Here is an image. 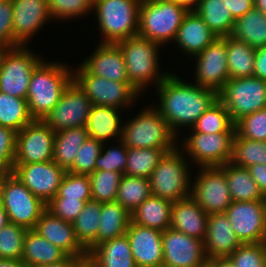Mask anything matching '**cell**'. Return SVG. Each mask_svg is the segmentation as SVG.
<instances>
[{"label": "cell", "mask_w": 266, "mask_h": 267, "mask_svg": "<svg viewBox=\"0 0 266 267\" xmlns=\"http://www.w3.org/2000/svg\"><path fill=\"white\" fill-rule=\"evenodd\" d=\"M68 255L59 247L40 236L34 229H27L21 259L29 266L61 262Z\"/></svg>", "instance_id": "4dcf8cb0"}, {"label": "cell", "mask_w": 266, "mask_h": 267, "mask_svg": "<svg viewBox=\"0 0 266 267\" xmlns=\"http://www.w3.org/2000/svg\"><path fill=\"white\" fill-rule=\"evenodd\" d=\"M229 79L253 76L255 50L247 43L226 36Z\"/></svg>", "instance_id": "d590c367"}, {"label": "cell", "mask_w": 266, "mask_h": 267, "mask_svg": "<svg viewBox=\"0 0 266 267\" xmlns=\"http://www.w3.org/2000/svg\"><path fill=\"white\" fill-rule=\"evenodd\" d=\"M193 168L179 147L165 153L149 177L151 195L171 202L191 196Z\"/></svg>", "instance_id": "52a82bcc"}, {"label": "cell", "mask_w": 266, "mask_h": 267, "mask_svg": "<svg viewBox=\"0 0 266 267\" xmlns=\"http://www.w3.org/2000/svg\"><path fill=\"white\" fill-rule=\"evenodd\" d=\"M88 138L86 127H73L55 133L53 161L68 171L83 142Z\"/></svg>", "instance_id": "e575fe53"}, {"label": "cell", "mask_w": 266, "mask_h": 267, "mask_svg": "<svg viewBox=\"0 0 266 267\" xmlns=\"http://www.w3.org/2000/svg\"><path fill=\"white\" fill-rule=\"evenodd\" d=\"M91 107L90 99L72 80L43 121L55 133L73 127H86Z\"/></svg>", "instance_id": "2e32d148"}, {"label": "cell", "mask_w": 266, "mask_h": 267, "mask_svg": "<svg viewBox=\"0 0 266 267\" xmlns=\"http://www.w3.org/2000/svg\"><path fill=\"white\" fill-rule=\"evenodd\" d=\"M97 239L86 249L89 253L103 241L126 234L131 223V213L118 202L101 203Z\"/></svg>", "instance_id": "f1b7e54d"}, {"label": "cell", "mask_w": 266, "mask_h": 267, "mask_svg": "<svg viewBox=\"0 0 266 267\" xmlns=\"http://www.w3.org/2000/svg\"><path fill=\"white\" fill-rule=\"evenodd\" d=\"M127 152L128 148L120 139L104 143L102 151L96 159L95 171H117L124 174L126 169Z\"/></svg>", "instance_id": "f6af8a7d"}, {"label": "cell", "mask_w": 266, "mask_h": 267, "mask_svg": "<svg viewBox=\"0 0 266 267\" xmlns=\"http://www.w3.org/2000/svg\"><path fill=\"white\" fill-rule=\"evenodd\" d=\"M12 0H0V48H14Z\"/></svg>", "instance_id": "f5cc1de1"}, {"label": "cell", "mask_w": 266, "mask_h": 267, "mask_svg": "<svg viewBox=\"0 0 266 267\" xmlns=\"http://www.w3.org/2000/svg\"><path fill=\"white\" fill-rule=\"evenodd\" d=\"M190 81L219 93L229 80L226 37H218L202 52L192 57ZM195 60V61H194ZM195 67V68H194Z\"/></svg>", "instance_id": "5bb4252c"}, {"label": "cell", "mask_w": 266, "mask_h": 267, "mask_svg": "<svg viewBox=\"0 0 266 267\" xmlns=\"http://www.w3.org/2000/svg\"><path fill=\"white\" fill-rule=\"evenodd\" d=\"M32 46L5 48L0 52V91L26 99L31 75L44 59Z\"/></svg>", "instance_id": "30bf717a"}, {"label": "cell", "mask_w": 266, "mask_h": 267, "mask_svg": "<svg viewBox=\"0 0 266 267\" xmlns=\"http://www.w3.org/2000/svg\"><path fill=\"white\" fill-rule=\"evenodd\" d=\"M72 67L73 80L84 91L92 105L114 107L124 110V113H130L129 109L136 108L138 101L140 103V99H143V95L130 82L109 81L92 75L80 63L75 66L73 64Z\"/></svg>", "instance_id": "ba28073f"}, {"label": "cell", "mask_w": 266, "mask_h": 267, "mask_svg": "<svg viewBox=\"0 0 266 267\" xmlns=\"http://www.w3.org/2000/svg\"><path fill=\"white\" fill-rule=\"evenodd\" d=\"M103 144V142L88 137L81 145L73 166L68 172L82 175L92 174L95 171L96 159L102 151Z\"/></svg>", "instance_id": "c3c4849f"}, {"label": "cell", "mask_w": 266, "mask_h": 267, "mask_svg": "<svg viewBox=\"0 0 266 267\" xmlns=\"http://www.w3.org/2000/svg\"><path fill=\"white\" fill-rule=\"evenodd\" d=\"M34 230L53 245L63 250L68 256L80 260L88 259V252L77 240L73 224L54 216L47 209L36 222Z\"/></svg>", "instance_id": "7402d4cb"}, {"label": "cell", "mask_w": 266, "mask_h": 267, "mask_svg": "<svg viewBox=\"0 0 266 267\" xmlns=\"http://www.w3.org/2000/svg\"><path fill=\"white\" fill-rule=\"evenodd\" d=\"M235 132L243 138L266 141V108L238 120L235 123Z\"/></svg>", "instance_id": "f907efd6"}, {"label": "cell", "mask_w": 266, "mask_h": 267, "mask_svg": "<svg viewBox=\"0 0 266 267\" xmlns=\"http://www.w3.org/2000/svg\"><path fill=\"white\" fill-rule=\"evenodd\" d=\"M123 116L121 109L92 105L86 125L88 137L103 143L119 140L125 119Z\"/></svg>", "instance_id": "4316f807"}, {"label": "cell", "mask_w": 266, "mask_h": 267, "mask_svg": "<svg viewBox=\"0 0 266 267\" xmlns=\"http://www.w3.org/2000/svg\"><path fill=\"white\" fill-rule=\"evenodd\" d=\"M194 11L216 36L231 35L235 19L228 9L227 0H200Z\"/></svg>", "instance_id": "836d02e7"}, {"label": "cell", "mask_w": 266, "mask_h": 267, "mask_svg": "<svg viewBox=\"0 0 266 267\" xmlns=\"http://www.w3.org/2000/svg\"><path fill=\"white\" fill-rule=\"evenodd\" d=\"M207 265L209 267H234L228 257L208 259Z\"/></svg>", "instance_id": "91938a15"}, {"label": "cell", "mask_w": 266, "mask_h": 267, "mask_svg": "<svg viewBox=\"0 0 266 267\" xmlns=\"http://www.w3.org/2000/svg\"><path fill=\"white\" fill-rule=\"evenodd\" d=\"M9 173H10L9 170H6L0 167V197H1L2 186H3L4 180L6 179Z\"/></svg>", "instance_id": "e7e4bbea"}, {"label": "cell", "mask_w": 266, "mask_h": 267, "mask_svg": "<svg viewBox=\"0 0 266 267\" xmlns=\"http://www.w3.org/2000/svg\"><path fill=\"white\" fill-rule=\"evenodd\" d=\"M182 6H185L189 11L194 10L200 0H173Z\"/></svg>", "instance_id": "6125c7cd"}, {"label": "cell", "mask_w": 266, "mask_h": 267, "mask_svg": "<svg viewBox=\"0 0 266 267\" xmlns=\"http://www.w3.org/2000/svg\"><path fill=\"white\" fill-rule=\"evenodd\" d=\"M232 122L266 108V80L255 76L229 79L218 93Z\"/></svg>", "instance_id": "8fae6325"}, {"label": "cell", "mask_w": 266, "mask_h": 267, "mask_svg": "<svg viewBox=\"0 0 266 267\" xmlns=\"http://www.w3.org/2000/svg\"><path fill=\"white\" fill-rule=\"evenodd\" d=\"M80 64L92 75L109 81L130 82L121 49L114 43H97Z\"/></svg>", "instance_id": "44dd1931"}, {"label": "cell", "mask_w": 266, "mask_h": 267, "mask_svg": "<svg viewBox=\"0 0 266 267\" xmlns=\"http://www.w3.org/2000/svg\"><path fill=\"white\" fill-rule=\"evenodd\" d=\"M253 76L266 80V46L255 50Z\"/></svg>", "instance_id": "6f0895ef"}, {"label": "cell", "mask_w": 266, "mask_h": 267, "mask_svg": "<svg viewBox=\"0 0 266 267\" xmlns=\"http://www.w3.org/2000/svg\"><path fill=\"white\" fill-rule=\"evenodd\" d=\"M86 202L81 199H51L46 204V209L63 221L72 223L78 217Z\"/></svg>", "instance_id": "816d5d0a"}, {"label": "cell", "mask_w": 266, "mask_h": 267, "mask_svg": "<svg viewBox=\"0 0 266 267\" xmlns=\"http://www.w3.org/2000/svg\"><path fill=\"white\" fill-rule=\"evenodd\" d=\"M32 120L26 99L0 91V126L19 132Z\"/></svg>", "instance_id": "74e56055"}, {"label": "cell", "mask_w": 266, "mask_h": 267, "mask_svg": "<svg viewBox=\"0 0 266 267\" xmlns=\"http://www.w3.org/2000/svg\"><path fill=\"white\" fill-rule=\"evenodd\" d=\"M171 73L153 92L157 102H152L160 115L169 123L179 137L196 123L204 112L218 99V93L203 88L181 77L177 71ZM185 80V81H184Z\"/></svg>", "instance_id": "6da1fadb"}, {"label": "cell", "mask_w": 266, "mask_h": 267, "mask_svg": "<svg viewBox=\"0 0 266 267\" xmlns=\"http://www.w3.org/2000/svg\"><path fill=\"white\" fill-rule=\"evenodd\" d=\"M116 44L123 54L130 83L144 98L151 86L156 89L171 73L165 70L167 68L162 69L160 66L163 48L161 45L138 35Z\"/></svg>", "instance_id": "3957f363"}, {"label": "cell", "mask_w": 266, "mask_h": 267, "mask_svg": "<svg viewBox=\"0 0 266 267\" xmlns=\"http://www.w3.org/2000/svg\"><path fill=\"white\" fill-rule=\"evenodd\" d=\"M71 64L64 60L43 59L33 70L26 100L30 116L43 120L60 100L73 80Z\"/></svg>", "instance_id": "7a4b0ae2"}, {"label": "cell", "mask_w": 266, "mask_h": 267, "mask_svg": "<svg viewBox=\"0 0 266 267\" xmlns=\"http://www.w3.org/2000/svg\"><path fill=\"white\" fill-rule=\"evenodd\" d=\"M231 36L254 50L266 46V13L255 6L235 20Z\"/></svg>", "instance_id": "1f68e13d"}, {"label": "cell", "mask_w": 266, "mask_h": 267, "mask_svg": "<svg viewBox=\"0 0 266 267\" xmlns=\"http://www.w3.org/2000/svg\"><path fill=\"white\" fill-rule=\"evenodd\" d=\"M172 206L173 202L150 195L131 212V222L163 232L170 228Z\"/></svg>", "instance_id": "f546056e"}, {"label": "cell", "mask_w": 266, "mask_h": 267, "mask_svg": "<svg viewBox=\"0 0 266 267\" xmlns=\"http://www.w3.org/2000/svg\"><path fill=\"white\" fill-rule=\"evenodd\" d=\"M224 213L242 244L266 242V200L232 201Z\"/></svg>", "instance_id": "e0dca14e"}, {"label": "cell", "mask_w": 266, "mask_h": 267, "mask_svg": "<svg viewBox=\"0 0 266 267\" xmlns=\"http://www.w3.org/2000/svg\"><path fill=\"white\" fill-rule=\"evenodd\" d=\"M165 267H202L207 264L204 241L168 228L162 232Z\"/></svg>", "instance_id": "ffe728a7"}, {"label": "cell", "mask_w": 266, "mask_h": 267, "mask_svg": "<svg viewBox=\"0 0 266 267\" xmlns=\"http://www.w3.org/2000/svg\"><path fill=\"white\" fill-rule=\"evenodd\" d=\"M66 172L53 160L30 164H14L12 171L45 204L57 195Z\"/></svg>", "instance_id": "d6986e66"}, {"label": "cell", "mask_w": 266, "mask_h": 267, "mask_svg": "<svg viewBox=\"0 0 266 267\" xmlns=\"http://www.w3.org/2000/svg\"><path fill=\"white\" fill-rule=\"evenodd\" d=\"M257 183L259 190L266 197V164H255L247 168Z\"/></svg>", "instance_id": "9f6ffc18"}, {"label": "cell", "mask_w": 266, "mask_h": 267, "mask_svg": "<svg viewBox=\"0 0 266 267\" xmlns=\"http://www.w3.org/2000/svg\"><path fill=\"white\" fill-rule=\"evenodd\" d=\"M231 163L245 168L266 164V141L243 138L235 132Z\"/></svg>", "instance_id": "b9f144b4"}, {"label": "cell", "mask_w": 266, "mask_h": 267, "mask_svg": "<svg viewBox=\"0 0 266 267\" xmlns=\"http://www.w3.org/2000/svg\"><path fill=\"white\" fill-rule=\"evenodd\" d=\"M126 235L137 267L163 265L162 231L131 222Z\"/></svg>", "instance_id": "603a6c76"}, {"label": "cell", "mask_w": 266, "mask_h": 267, "mask_svg": "<svg viewBox=\"0 0 266 267\" xmlns=\"http://www.w3.org/2000/svg\"><path fill=\"white\" fill-rule=\"evenodd\" d=\"M10 221H9V218H8V215L4 209V207L2 206V203L0 201V230L6 225L8 224Z\"/></svg>", "instance_id": "be15d7a7"}, {"label": "cell", "mask_w": 266, "mask_h": 267, "mask_svg": "<svg viewBox=\"0 0 266 267\" xmlns=\"http://www.w3.org/2000/svg\"><path fill=\"white\" fill-rule=\"evenodd\" d=\"M0 267H29L22 259L0 258Z\"/></svg>", "instance_id": "94428289"}, {"label": "cell", "mask_w": 266, "mask_h": 267, "mask_svg": "<svg viewBox=\"0 0 266 267\" xmlns=\"http://www.w3.org/2000/svg\"><path fill=\"white\" fill-rule=\"evenodd\" d=\"M191 197L208 215L224 213L232 203L225 173L219 167L194 168Z\"/></svg>", "instance_id": "4fadbf2b"}, {"label": "cell", "mask_w": 266, "mask_h": 267, "mask_svg": "<svg viewBox=\"0 0 266 267\" xmlns=\"http://www.w3.org/2000/svg\"><path fill=\"white\" fill-rule=\"evenodd\" d=\"M100 212L101 203L87 201L78 217L72 222L77 240L85 249L97 239Z\"/></svg>", "instance_id": "ab89813d"}, {"label": "cell", "mask_w": 266, "mask_h": 267, "mask_svg": "<svg viewBox=\"0 0 266 267\" xmlns=\"http://www.w3.org/2000/svg\"><path fill=\"white\" fill-rule=\"evenodd\" d=\"M82 261L78 258L67 256L64 260L61 262L51 263V264H42L32 267H77Z\"/></svg>", "instance_id": "680465c9"}, {"label": "cell", "mask_w": 266, "mask_h": 267, "mask_svg": "<svg viewBox=\"0 0 266 267\" xmlns=\"http://www.w3.org/2000/svg\"><path fill=\"white\" fill-rule=\"evenodd\" d=\"M256 6L266 13V0H256Z\"/></svg>", "instance_id": "03108f58"}, {"label": "cell", "mask_w": 266, "mask_h": 267, "mask_svg": "<svg viewBox=\"0 0 266 267\" xmlns=\"http://www.w3.org/2000/svg\"><path fill=\"white\" fill-rule=\"evenodd\" d=\"M16 134L14 130L0 126V167L10 172L14 169Z\"/></svg>", "instance_id": "db71d44e"}, {"label": "cell", "mask_w": 266, "mask_h": 267, "mask_svg": "<svg viewBox=\"0 0 266 267\" xmlns=\"http://www.w3.org/2000/svg\"><path fill=\"white\" fill-rule=\"evenodd\" d=\"M124 174L117 171H94L89 175L91 198L99 203L114 202L117 198L119 183Z\"/></svg>", "instance_id": "7bdbcfd3"}, {"label": "cell", "mask_w": 266, "mask_h": 267, "mask_svg": "<svg viewBox=\"0 0 266 267\" xmlns=\"http://www.w3.org/2000/svg\"><path fill=\"white\" fill-rule=\"evenodd\" d=\"M149 105V106H148ZM124 119L120 140L127 148L175 149L178 136L152 104Z\"/></svg>", "instance_id": "277c9868"}, {"label": "cell", "mask_w": 266, "mask_h": 267, "mask_svg": "<svg viewBox=\"0 0 266 267\" xmlns=\"http://www.w3.org/2000/svg\"><path fill=\"white\" fill-rule=\"evenodd\" d=\"M150 195V181L148 178L124 174L119 183L116 202L131 213Z\"/></svg>", "instance_id": "f35d334b"}, {"label": "cell", "mask_w": 266, "mask_h": 267, "mask_svg": "<svg viewBox=\"0 0 266 267\" xmlns=\"http://www.w3.org/2000/svg\"><path fill=\"white\" fill-rule=\"evenodd\" d=\"M52 199L92 200L89 175L74 174L67 171L59 186L57 195Z\"/></svg>", "instance_id": "7dc6e473"}, {"label": "cell", "mask_w": 266, "mask_h": 267, "mask_svg": "<svg viewBox=\"0 0 266 267\" xmlns=\"http://www.w3.org/2000/svg\"><path fill=\"white\" fill-rule=\"evenodd\" d=\"M186 131L178 137V147L194 168L219 167L231 162L235 133L204 134L192 128Z\"/></svg>", "instance_id": "9c48e42d"}, {"label": "cell", "mask_w": 266, "mask_h": 267, "mask_svg": "<svg viewBox=\"0 0 266 267\" xmlns=\"http://www.w3.org/2000/svg\"><path fill=\"white\" fill-rule=\"evenodd\" d=\"M140 3L141 0H94L95 18L91 22L98 27L99 43L116 44L137 36Z\"/></svg>", "instance_id": "5b68a950"}, {"label": "cell", "mask_w": 266, "mask_h": 267, "mask_svg": "<svg viewBox=\"0 0 266 267\" xmlns=\"http://www.w3.org/2000/svg\"><path fill=\"white\" fill-rule=\"evenodd\" d=\"M228 258L234 267H266V242L241 244Z\"/></svg>", "instance_id": "681fc988"}, {"label": "cell", "mask_w": 266, "mask_h": 267, "mask_svg": "<svg viewBox=\"0 0 266 267\" xmlns=\"http://www.w3.org/2000/svg\"><path fill=\"white\" fill-rule=\"evenodd\" d=\"M171 150L173 149L128 148L124 174L149 179L160 159Z\"/></svg>", "instance_id": "8d00e7d4"}, {"label": "cell", "mask_w": 266, "mask_h": 267, "mask_svg": "<svg viewBox=\"0 0 266 267\" xmlns=\"http://www.w3.org/2000/svg\"><path fill=\"white\" fill-rule=\"evenodd\" d=\"M209 215L191 197L173 202L170 228L204 241Z\"/></svg>", "instance_id": "484cf974"}, {"label": "cell", "mask_w": 266, "mask_h": 267, "mask_svg": "<svg viewBox=\"0 0 266 267\" xmlns=\"http://www.w3.org/2000/svg\"><path fill=\"white\" fill-rule=\"evenodd\" d=\"M87 260L94 267H137L126 234L96 245Z\"/></svg>", "instance_id": "83f0119b"}, {"label": "cell", "mask_w": 266, "mask_h": 267, "mask_svg": "<svg viewBox=\"0 0 266 267\" xmlns=\"http://www.w3.org/2000/svg\"><path fill=\"white\" fill-rule=\"evenodd\" d=\"M27 229L9 222L0 230V258L21 259Z\"/></svg>", "instance_id": "bcb514c9"}, {"label": "cell", "mask_w": 266, "mask_h": 267, "mask_svg": "<svg viewBox=\"0 0 266 267\" xmlns=\"http://www.w3.org/2000/svg\"><path fill=\"white\" fill-rule=\"evenodd\" d=\"M217 38L218 36L210 30L204 20L194 10H190L185 15L172 45H175L176 51L180 50L179 53H183L189 60Z\"/></svg>", "instance_id": "cb8c5ba5"}, {"label": "cell", "mask_w": 266, "mask_h": 267, "mask_svg": "<svg viewBox=\"0 0 266 267\" xmlns=\"http://www.w3.org/2000/svg\"><path fill=\"white\" fill-rule=\"evenodd\" d=\"M12 8L15 47L32 46L36 35L54 22L47 0H12Z\"/></svg>", "instance_id": "ac0fdd59"}, {"label": "cell", "mask_w": 266, "mask_h": 267, "mask_svg": "<svg viewBox=\"0 0 266 267\" xmlns=\"http://www.w3.org/2000/svg\"><path fill=\"white\" fill-rule=\"evenodd\" d=\"M228 9L236 20L256 6V0H227Z\"/></svg>", "instance_id": "11a10c76"}, {"label": "cell", "mask_w": 266, "mask_h": 267, "mask_svg": "<svg viewBox=\"0 0 266 267\" xmlns=\"http://www.w3.org/2000/svg\"><path fill=\"white\" fill-rule=\"evenodd\" d=\"M55 132L43 121L33 119L16 134L14 164L53 160Z\"/></svg>", "instance_id": "9a60e30c"}, {"label": "cell", "mask_w": 266, "mask_h": 267, "mask_svg": "<svg viewBox=\"0 0 266 267\" xmlns=\"http://www.w3.org/2000/svg\"><path fill=\"white\" fill-rule=\"evenodd\" d=\"M0 201L9 221L26 229H34L36 222L46 210V204L12 172L4 180Z\"/></svg>", "instance_id": "7c38bea8"}, {"label": "cell", "mask_w": 266, "mask_h": 267, "mask_svg": "<svg viewBox=\"0 0 266 267\" xmlns=\"http://www.w3.org/2000/svg\"><path fill=\"white\" fill-rule=\"evenodd\" d=\"M77 267H94V266L88 260H84Z\"/></svg>", "instance_id": "003e7915"}, {"label": "cell", "mask_w": 266, "mask_h": 267, "mask_svg": "<svg viewBox=\"0 0 266 267\" xmlns=\"http://www.w3.org/2000/svg\"><path fill=\"white\" fill-rule=\"evenodd\" d=\"M192 129L204 134L235 133V124L225 105L217 99L196 121Z\"/></svg>", "instance_id": "60d3db41"}, {"label": "cell", "mask_w": 266, "mask_h": 267, "mask_svg": "<svg viewBox=\"0 0 266 267\" xmlns=\"http://www.w3.org/2000/svg\"><path fill=\"white\" fill-rule=\"evenodd\" d=\"M241 244L225 213L209 215L204 240L207 259L229 257Z\"/></svg>", "instance_id": "d4e9b609"}, {"label": "cell", "mask_w": 266, "mask_h": 267, "mask_svg": "<svg viewBox=\"0 0 266 267\" xmlns=\"http://www.w3.org/2000/svg\"><path fill=\"white\" fill-rule=\"evenodd\" d=\"M219 168L225 173L232 201L266 200L247 168L231 162Z\"/></svg>", "instance_id": "d6a6232c"}, {"label": "cell", "mask_w": 266, "mask_h": 267, "mask_svg": "<svg viewBox=\"0 0 266 267\" xmlns=\"http://www.w3.org/2000/svg\"><path fill=\"white\" fill-rule=\"evenodd\" d=\"M47 4L54 22L63 23L92 15L94 0H47Z\"/></svg>", "instance_id": "ee69618b"}, {"label": "cell", "mask_w": 266, "mask_h": 267, "mask_svg": "<svg viewBox=\"0 0 266 267\" xmlns=\"http://www.w3.org/2000/svg\"><path fill=\"white\" fill-rule=\"evenodd\" d=\"M189 10L173 0H141L138 36L166 48L174 42ZM169 44V45H167Z\"/></svg>", "instance_id": "8992f818"}]
</instances>
